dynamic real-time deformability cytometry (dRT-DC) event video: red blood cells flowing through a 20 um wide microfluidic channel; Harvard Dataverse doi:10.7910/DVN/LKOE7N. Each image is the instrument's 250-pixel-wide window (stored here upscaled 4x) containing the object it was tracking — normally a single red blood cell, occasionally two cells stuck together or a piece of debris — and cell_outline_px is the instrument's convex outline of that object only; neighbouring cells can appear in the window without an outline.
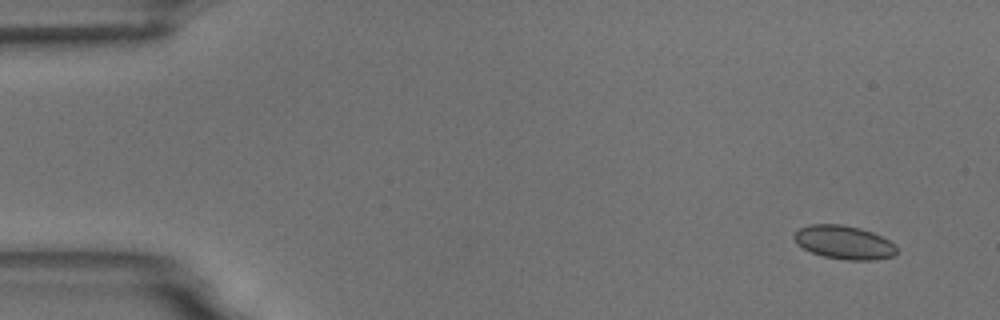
{"species": "common noctule bat (a hibernating species)", "species_latin": "Nyctalus noctula", "temperature_condition": "room temperature", "stored_images_in_passage": 5, "camera_frame_rate_fps": 3000, "um_per_image_px": 0.085, "animal": {"sex": "male", "body_mass_g": 18.8}, "frame": {"image": 1, "passage_image": 1, "time_ms": 0.0, "image_size_px": [1000, 320], "cell_outline_px": [[896, 252], [892, 256], [872, 260], [844, 260], [824, 256], [812, 252], [796, 244], [792, 236], [796, 228], [808, 224], [840, 224], [860, 228], [872, 232], [896, 244]], "centroid_in_image_um": [71.68, 20.58], "position_along_channel_um": 13.3, "area_um2": 20.17}}